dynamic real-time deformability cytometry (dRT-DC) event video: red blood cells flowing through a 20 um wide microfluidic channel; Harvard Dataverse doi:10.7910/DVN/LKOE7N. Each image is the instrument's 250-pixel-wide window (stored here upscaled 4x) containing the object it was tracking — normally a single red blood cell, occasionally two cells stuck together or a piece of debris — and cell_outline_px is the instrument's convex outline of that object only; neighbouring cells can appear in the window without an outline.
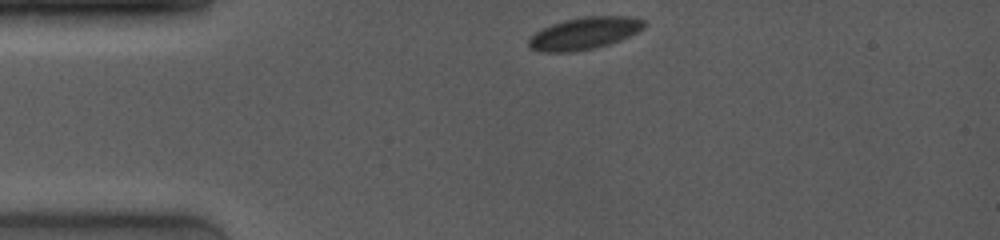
{"species": "common noctule bat (a hibernating species)", "species_latin": "Nyctalus noctula", "temperature_condition": "room temperature", "stored_images_in_passage": 38, "camera_frame_rate_fps": 4000, "um_per_image_px": 0.085, "animal": {"sex": "female", "body_mass_g": 19.0, "forearm_length_mm": 53.3}, "frame": {"image": 1, "passage_image": 1, "time_ms": 0.0, "image_size_px": [1000, 240], "cell_outline_px": [[648, 24], [644, 28], [620, 40], [608, 44], [592, 48], [572, 52], [540, 52], [528, 48], [528, 40], [536, 32], [552, 24], [564, 20], [584, 16], [632, 16], [644, 20]], "centroid_in_image_um": [49.68, 2.82], "position_along_channel_um": 35.3, "area_um2": 21.62}}
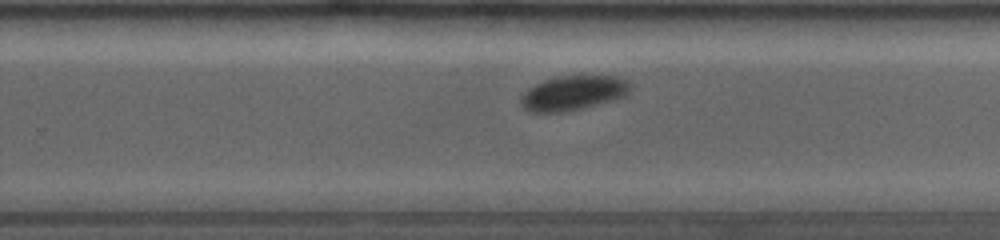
{"frame": {"image": 2, "passage_image": 27, "time_ms": 7.25, "image_size_px": [1000, 240], "cell_outline_px": [[628, 92], [624, 96], [612, 100], [564, 112], [528, 112], [524, 108], [520, 100], [520, 96], [528, 88], [544, 80], [556, 76], [616, 76], [628, 80]], "centroid_in_image_um": [48.66, 7.9], "position_along_channel_um": 281.1, "area_um2": 21.79}}
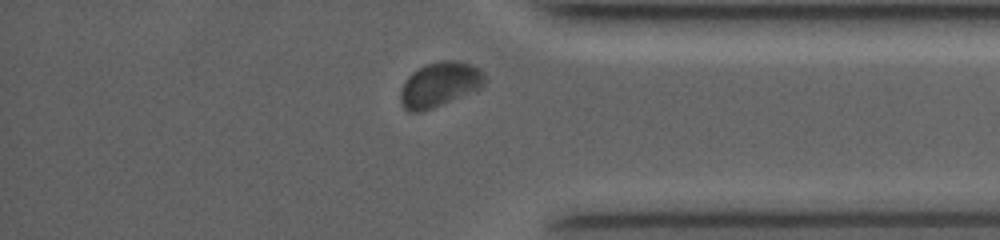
{"frame": {"image": 3, "passage_image": 35, "time_ms": 10.25, "image_size_px": [1000, 240], "cell_outline_px": [[484, 84], [480, 88], [432, 108], [420, 112], [408, 112], [400, 104], [400, 92], [404, 80], [412, 72], [428, 64], [440, 60], [460, 60], [472, 64], [480, 68], [484, 72]], "centroid_in_image_um": [37.35, 7.17], "position_along_channel_um": 397.9, "area_um2": 21.96}}